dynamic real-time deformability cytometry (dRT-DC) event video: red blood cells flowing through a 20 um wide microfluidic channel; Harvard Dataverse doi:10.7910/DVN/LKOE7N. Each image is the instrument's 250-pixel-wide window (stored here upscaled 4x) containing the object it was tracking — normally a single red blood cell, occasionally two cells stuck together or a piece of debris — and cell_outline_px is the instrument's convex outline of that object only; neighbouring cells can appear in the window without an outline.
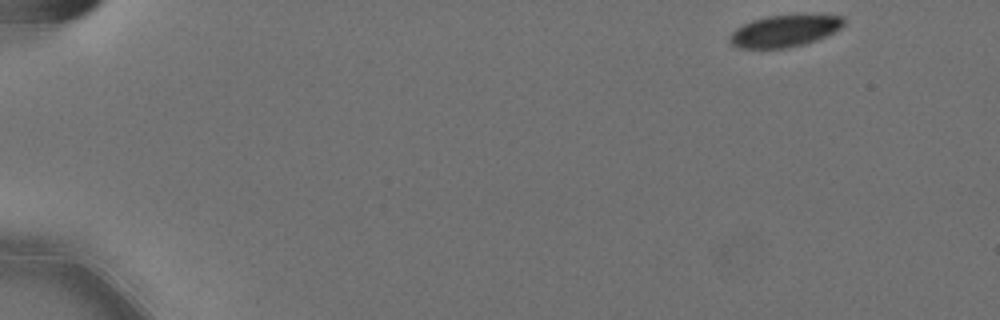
{"species": "Egyptian fruit bat (a non-hibernating species)", "species_latin": "Rousettus aegyptiacus", "temperature_condition": "cold", "stored_images_in_passage": 53, "camera_frame_rate_fps": 3000, "um_per_image_px": 0.085, "animal": {"sex": "female"}, "frame": {"image": 1, "passage_image": 1, "time_ms": 0.0, "image_size_px": [1000, 320], "cell_outline_px": [[844, 24], [840, 28], [816, 40], [804, 44], [788, 48], [736, 48], [728, 40], [728, 36], [736, 28], [752, 20], [768, 16], [844, 16]], "centroid_in_image_um": [66.61, 2.66], "position_along_channel_um": 18.4, "area_um2": 20.69}}
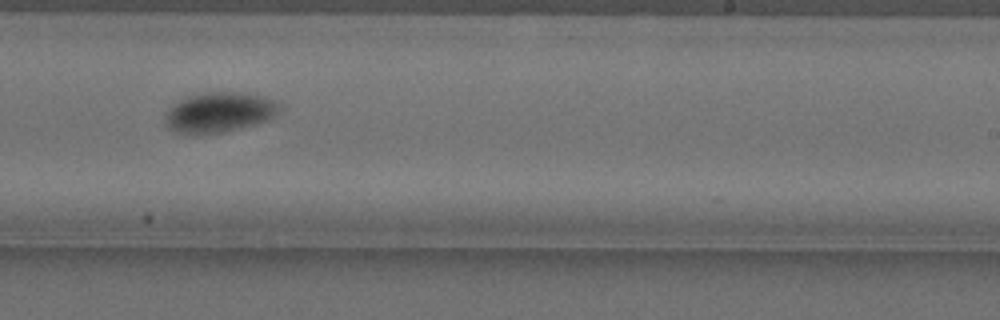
{"frame": {"image": 2, "passage_image": 33, "time_ms": 10.667, "image_size_px": [1000, 320], "cell_outline_px": [[284, 108], [280, 112], [268, 120], [256, 124], [224, 132], [172, 132], [164, 124], [164, 112], [168, 108], [180, 100], [188, 96], [208, 92], [244, 92], [276, 100], [284, 104]], "centroid_in_image_um": [18.69, 9.52], "position_along_channel_um": 270.3, "area_um2": 26.93}}
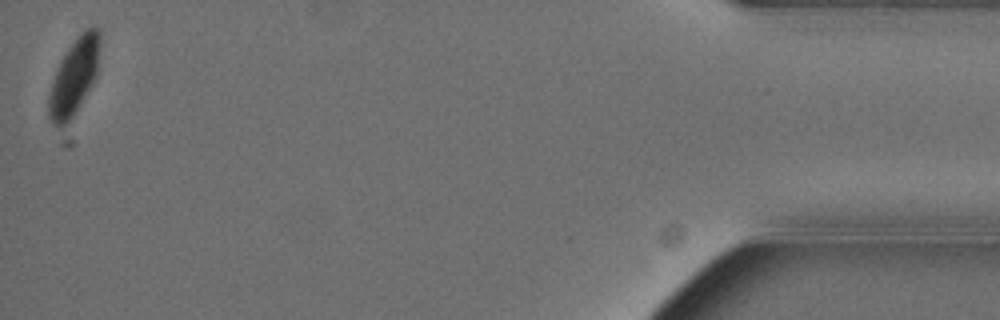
{"frame": {"image": 3, "passage_image": 53, "time_ms": 17.333, "image_size_px": [1000, 320], "cell_outline_px": [[100, 44], [96, 76], [92, 84], [76, 112], [60, 128], [56, 128], [52, 124], [48, 116], [48, 96], [60, 60], [68, 48], [84, 28], [96, 28], [100, 32]], "centroid_in_image_um": [6.29, 6.53], "position_along_channel_um": 428.9, "area_um2": 22.48}, "authors_computed_cell_mechanics": {"area_um2": 24.4494, "velocity_mm_per_s": 3.5583, "shape_relaxation_time_tau1_ms": 6.9368, "shape_relaxation_time_tau2_ms": null, "deformation_change_tau1": 0.1078, "deformation_change_tau2": null}}